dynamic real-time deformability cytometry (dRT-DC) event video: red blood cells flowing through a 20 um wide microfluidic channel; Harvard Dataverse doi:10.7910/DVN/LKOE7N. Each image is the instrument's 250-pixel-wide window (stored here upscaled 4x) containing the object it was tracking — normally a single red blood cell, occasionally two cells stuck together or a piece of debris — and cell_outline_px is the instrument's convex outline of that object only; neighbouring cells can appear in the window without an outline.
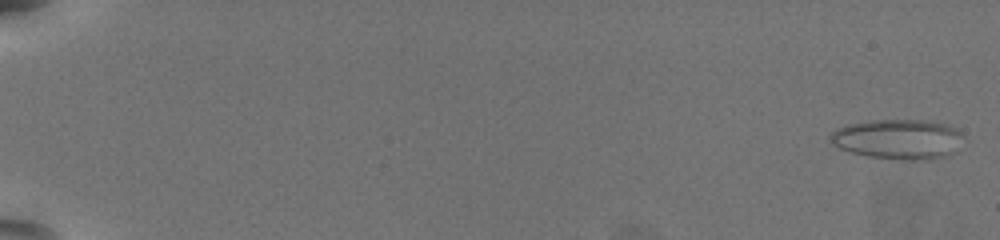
{"species": "common noctule bat (a hibernating species)", "species_latin": "Nyctalus noctula", "temperature_condition": "warm", "stored_images_in_passage": 59, "camera_frame_rate_fps": 3000, "um_per_image_px": 0.085, "animal": {"sex": "female", "body_mass_g": 19.5, "forearm_length_mm": 54.1}, "frame": {"image": 1, "passage_image": 2, "time_ms": 0.333, "image_size_px": [1000, 240], "cell_outline_px": [[968, 140], [956, 152], [948, 156], [928, 160], [912, 160], [868, 156], [852, 152], [840, 148], [832, 144], [828, 140], [828, 136], [836, 128], [848, 124], [872, 120], [924, 120], [944, 124], [956, 128]], "centroid_in_image_um": [76.41, 11.83], "position_along_channel_um": 8.6, "area_um2": 31.5}}
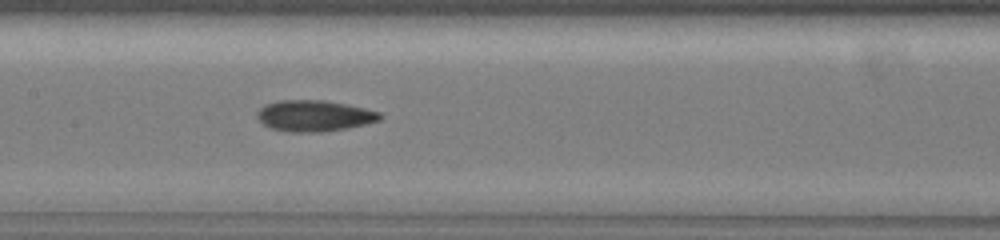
{"frame": {"image": 2, "passage_image": 33, "time_ms": 10.667, "image_size_px": [1000, 240], "cell_outline_px": [[384, 116], [380, 120], [368, 124], [348, 128], [324, 132], [288, 132], [272, 128], [264, 124], [256, 116], [256, 112], [264, 104], [280, 100], [324, 100], [364, 108], [380, 112]], "centroid_in_image_um": [26.73, 9.85], "position_along_channel_um": 180.7, "area_um2": 22.43}}
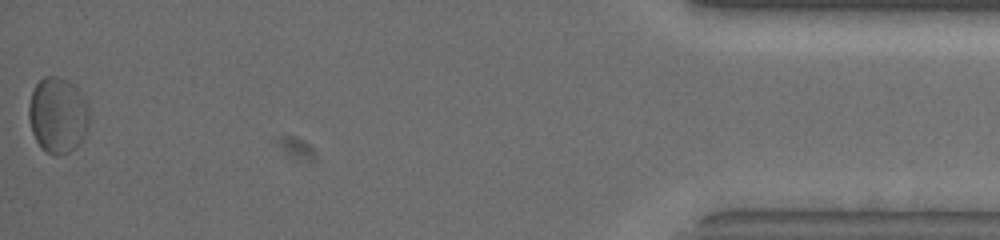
{"frame": {"image": 3, "passage_image": 59, "time_ms": 19.333, "image_size_px": [1000, 240], "cell_outline_px": [[88, 124], [84, 136], [76, 148], [68, 152], [56, 156], [48, 152], [36, 140], [32, 132], [28, 116], [28, 104], [32, 92], [36, 84], [44, 76], [56, 76], [64, 80], [76, 88], [84, 96], [88, 112]], "centroid_in_image_um": [4.89, 9.79], "position_along_channel_um": 430.3, "area_um2": 26.36}, "authors_computed_cell_mechanics": {"area_um2": 22.4264, "velocity_mm_per_s": 3.7768, "shape_relaxation_time_tau1_ms": 5.8822, "shape_relaxation_time_tau2_ms": 4.3943, "deformation_change_tau1": 0.0964, "deformation_change_tau2": 0.1023}}